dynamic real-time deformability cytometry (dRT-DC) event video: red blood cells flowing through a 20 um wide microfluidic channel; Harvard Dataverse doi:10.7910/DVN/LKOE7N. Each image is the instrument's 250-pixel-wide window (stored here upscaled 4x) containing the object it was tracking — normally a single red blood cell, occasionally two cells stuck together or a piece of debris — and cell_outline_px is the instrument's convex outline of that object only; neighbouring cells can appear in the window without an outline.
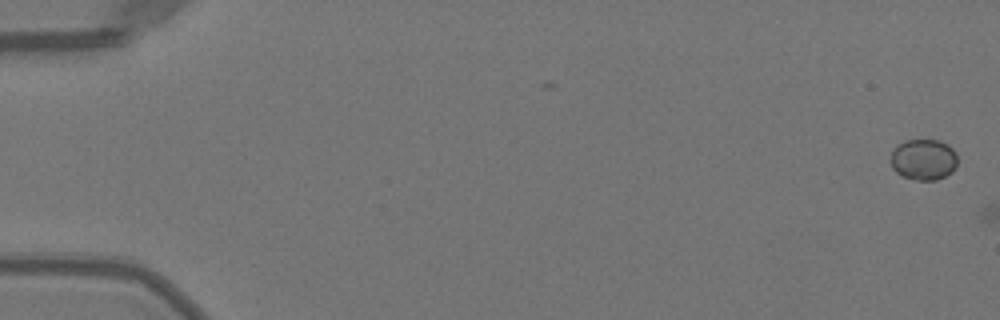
{"species": "Egyptian fruit bat (a non-hibernating species)", "species_latin": "Rousettus aegyptiacus", "temperature_condition": "warm", "stored_images_in_passage": 2, "camera_frame_rate_fps": 3000, "um_per_image_px": 0.085, "animal": {"sex": "female"}, "frame": {"image": 1, "passage_image": 1, "time_ms": 0.0, "image_size_px": [1000, 320], "cell_outline_px": [[956, 168], [952, 172], [936, 180], [916, 180], [904, 176], [896, 172], [892, 168], [892, 152], [896, 144], [904, 140], [940, 140], [948, 144], [956, 152]], "centroid_in_image_um": [78.51, 13.54], "position_along_channel_um": 6.5, "area_um2": 16.01}}